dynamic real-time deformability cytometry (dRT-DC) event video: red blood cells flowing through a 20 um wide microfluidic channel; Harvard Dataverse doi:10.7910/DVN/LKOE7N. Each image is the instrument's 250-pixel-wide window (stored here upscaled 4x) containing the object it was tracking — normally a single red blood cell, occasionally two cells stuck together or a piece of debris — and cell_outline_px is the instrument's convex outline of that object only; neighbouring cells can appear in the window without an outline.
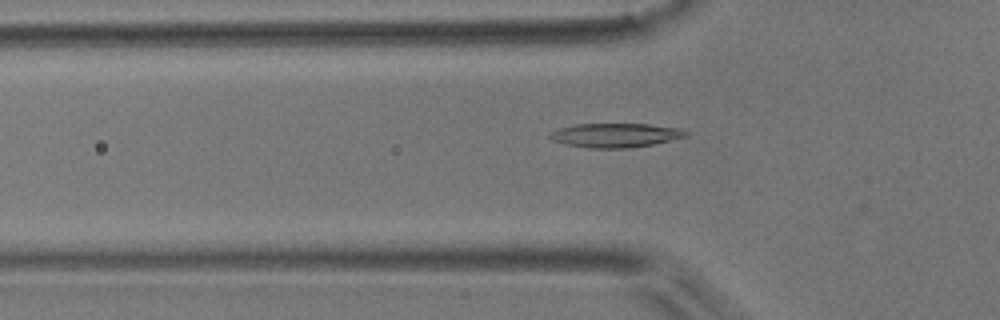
{"species": "common noctule bat (a hibernating species)", "species_latin": "Nyctalus noctula", "temperature_condition": "room temperature", "stored_images_in_passage": 46, "camera_frame_rate_fps": 3000, "um_per_image_px": 0.085, "animal": {"sex": "male", "body_mass_g": 17.9}, "frame": {"image": 1, "passage_image": 12, "time_ms": 3.667, "image_size_px": [1000, 320], "cell_outline_px": [[688, 136], [652, 144], [628, 148], [588, 148], [564, 144], [552, 140], [548, 136], [548, 132], [560, 128], [576, 124], [648, 124], [680, 128], [688, 132]], "centroid_in_image_um": [52.28, 11.49], "position_along_channel_um": 73.5, "area_um2": 19.13}}
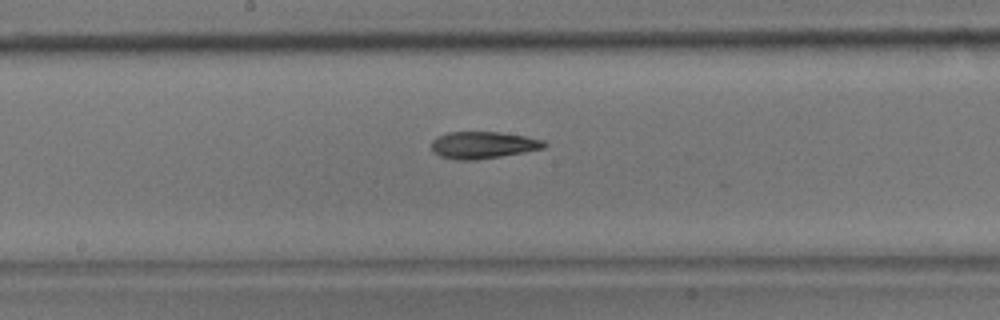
{"frame": {"image": 2, "passage_image": 22, "time_ms": 7.0, "image_size_px": [1000, 320], "cell_outline_px": [[548, 144], [544, 148], [524, 152], [476, 160], [456, 160], [440, 156], [432, 152], [432, 140], [436, 136], [448, 132], [500, 132], [524, 136], [544, 140]], "centroid_in_image_um": [41.03, 12.33], "position_along_channel_um": 207.2, "area_um2": 17.8}}
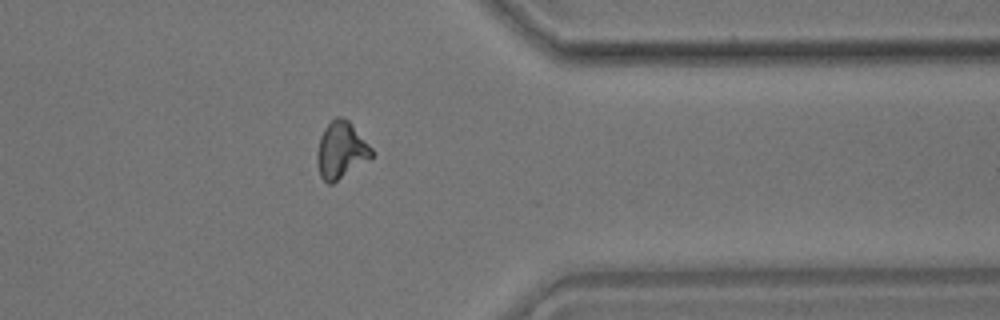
{"frame": {"image": 3, "passage_image": 36, "time_ms": 11.667, "image_size_px": [1000, 320], "cell_outline_px": [[372, 156], [332, 184], [328, 184], [320, 176], [316, 164], [316, 152], [320, 136], [324, 128], [336, 116], [340, 116], [348, 120], [372, 148]], "centroid_in_image_um": [28.94, 12.76], "position_along_channel_um": 382.5, "area_um2": 17.8}, "authors_computed_cell_mechanics": {"area_um2": 17.7157, "velocity_mm_per_s": 3.9912, "shape_relaxation_time_tau1_ms": 9.3307, "shape_relaxation_time_tau2_ms": 3.871, "deformation_change_tau1": 0.2289, "deformation_change_tau2": 0.0963}}